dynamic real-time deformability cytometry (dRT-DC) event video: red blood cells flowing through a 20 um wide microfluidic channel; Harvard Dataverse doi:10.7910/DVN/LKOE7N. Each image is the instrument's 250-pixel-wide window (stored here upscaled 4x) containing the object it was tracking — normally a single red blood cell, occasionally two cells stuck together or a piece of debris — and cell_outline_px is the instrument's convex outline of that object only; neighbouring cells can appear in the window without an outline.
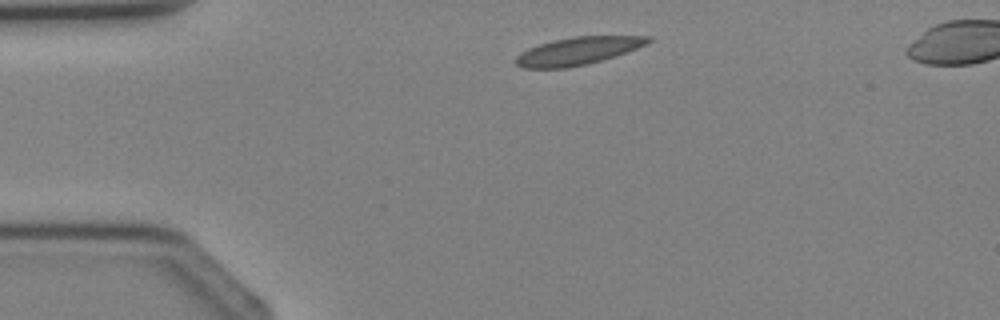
{"species": "Egyptian fruit bat (a non-hibernating species)", "species_latin": "Rousettus aegyptiacus", "temperature_condition": "cold", "stored_images_in_passage": 2, "camera_frame_rate_fps": 3000, "um_per_image_px": 0.085, "animal": {"sex": "female"}, "frame": {"image": 1, "passage_image": 1, "time_ms": 0.0, "image_size_px": [1000, 320], "cell_outline_px": [[652, 40], [648, 44], [600, 60], [584, 64], [564, 68], [524, 68], [516, 64], [516, 56], [520, 52], [528, 48], [552, 40], [572, 36], [652, 36]], "centroid_in_image_um": [49.09, 4.31], "position_along_channel_um": 35.9, "area_um2": 21.04}}